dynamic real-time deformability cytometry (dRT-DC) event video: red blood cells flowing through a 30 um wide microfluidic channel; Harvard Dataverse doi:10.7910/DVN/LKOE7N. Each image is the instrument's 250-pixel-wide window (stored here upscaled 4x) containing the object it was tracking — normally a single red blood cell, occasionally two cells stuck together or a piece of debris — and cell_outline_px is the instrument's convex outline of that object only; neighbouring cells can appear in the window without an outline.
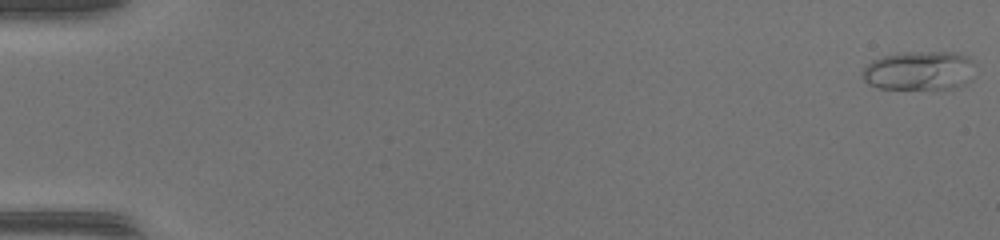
{"species": "common noctule bat (a hibernating species)", "species_latin": "Nyctalus noctula", "temperature_condition": "warm", "stored_images_in_passage": 51, "camera_frame_rate_fps": 3000, "um_per_image_px": 0.085, "animal": {"sex": "female", "body_mass_g": 17.0, "forearm_length_mm": 48.0}, "frame": {"image": 1, "passage_image": 1, "time_ms": 0.0, "image_size_px": [1000, 240], "cell_outline_px": [[976, 64], [972, 80], [956, 88], [880, 88], [868, 84], [860, 76], [860, 72], [872, 60], [884, 56], [904, 52], [956, 52], [968, 56]], "centroid_in_image_um": [78.18, 6.0], "position_along_channel_um": 6.8, "area_um2": 25.95}}
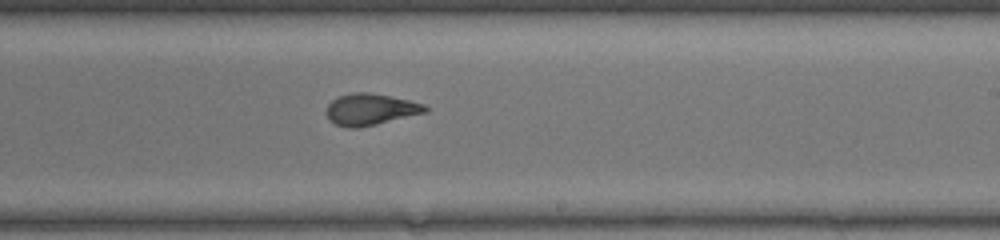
{"frame": {"image": 2, "passage_image": 32, "time_ms": 10.333, "image_size_px": [1000, 240], "cell_outline_px": [[428, 112], [360, 128], [348, 128], [336, 124], [328, 120], [324, 112], [328, 104], [336, 96], [352, 92], [368, 92], [408, 100], [424, 104], [428, 108]], "centroid_in_image_um": [31.44, 9.3], "position_along_channel_um": 257.6, "area_um2": 18.38}}
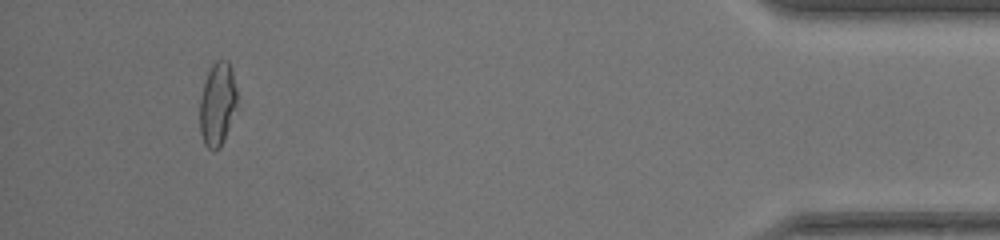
{"frame": {"image": 3, "passage_image": 48, "time_ms": 15.667, "image_size_px": [1000, 240], "cell_outline_px": [[240, 108], [220, 148], [212, 152], [204, 144], [200, 132], [200, 100], [204, 84], [208, 72], [212, 64], [216, 60], [228, 60], [232, 68]], "centroid_in_image_um": [18.54, 8.89], "position_along_channel_um": 416.7, "area_um2": 18.9}, "authors_computed_cell_mechanics": {"area_um2": 18.8428, "velocity_mm_per_s": 4.1751, "shape_relaxation_time_tau1_ms": null, "shape_relaxation_time_tau2_ms": 0.8801, "deformation_change_tau1": null, "deformation_change_tau2": 0.0737}}